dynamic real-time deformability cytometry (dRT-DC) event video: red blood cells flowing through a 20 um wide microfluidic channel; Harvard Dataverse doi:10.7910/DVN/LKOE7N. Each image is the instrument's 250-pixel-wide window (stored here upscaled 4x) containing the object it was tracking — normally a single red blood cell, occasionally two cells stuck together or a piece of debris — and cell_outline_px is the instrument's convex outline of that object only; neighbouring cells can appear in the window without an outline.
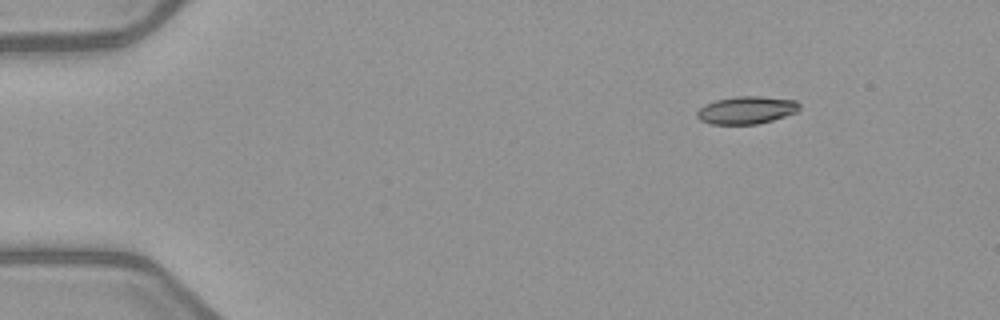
{"species": "common noctule bat (a hibernating species)", "species_latin": "Nyctalus noctula", "temperature_condition": "warm", "stored_images_in_passage": 6, "segment_of_instrument_passage": [2, 2], "camera_frame_rate_fps": 3000, "um_per_image_px": 0.085, "animal": {"sex": "female", "body_mass_g": 21.9}, "frame": {"image": 1, "passage_image": 6, "time_ms": 6.333, "image_size_px": [1000, 320], "cell_outline_px": [[800, 108], [796, 112], [772, 120], [756, 124], [712, 124], [700, 120], [696, 116], [696, 112], [704, 104], [716, 100], [736, 96], [760, 96], [796, 100], [800, 104]], "centroid_in_image_um": [63.44, 9.35], "position_along_channel_um": 21.6, "area_um2": 16.47}}